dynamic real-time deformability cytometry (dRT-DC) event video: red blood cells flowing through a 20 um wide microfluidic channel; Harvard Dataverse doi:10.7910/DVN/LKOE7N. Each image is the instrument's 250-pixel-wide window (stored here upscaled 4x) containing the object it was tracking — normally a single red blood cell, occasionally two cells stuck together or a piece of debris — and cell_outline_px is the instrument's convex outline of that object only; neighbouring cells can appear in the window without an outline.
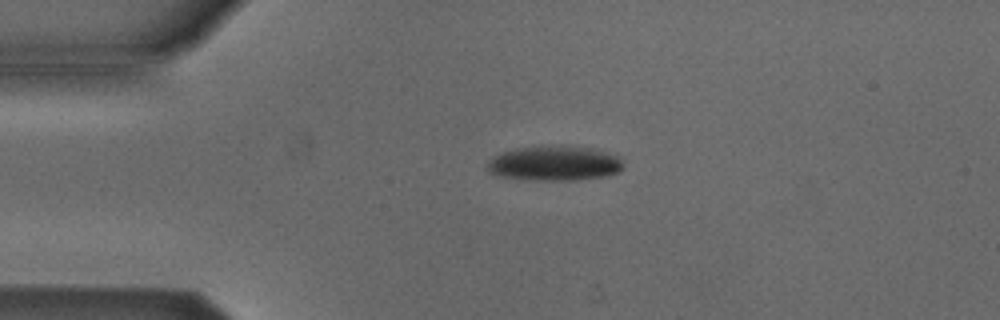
{"species": "Egyptian fruit bat (a non-hibernating species)", "species_latin": "Rousettus aegyptiacus", "temperature_condition": "cold", "stored_images_in_passage": 4, "camera_frame_rate_fps": 3000, "um_per_image_px": 0.085, "animal": {"sex": "male"}, "frame": {"image": 1, "passage_image": 3, "time_ms": 2.667, "image_size_px": [1000, 320], "cell_outline_px": [[624, 168], [620, 172], [604, 176], [576, 180], [524, 180], [496, 176], [488, 172], [488, 160], [492, 156], [500, 152], [516, 148], [592, 148], [616, 152], [620, 156], [624, 164]], "centroid_in_image_um": [47.16, 13.92], "position_along_channel_um": 37.8, "area_um2": 27.57}}